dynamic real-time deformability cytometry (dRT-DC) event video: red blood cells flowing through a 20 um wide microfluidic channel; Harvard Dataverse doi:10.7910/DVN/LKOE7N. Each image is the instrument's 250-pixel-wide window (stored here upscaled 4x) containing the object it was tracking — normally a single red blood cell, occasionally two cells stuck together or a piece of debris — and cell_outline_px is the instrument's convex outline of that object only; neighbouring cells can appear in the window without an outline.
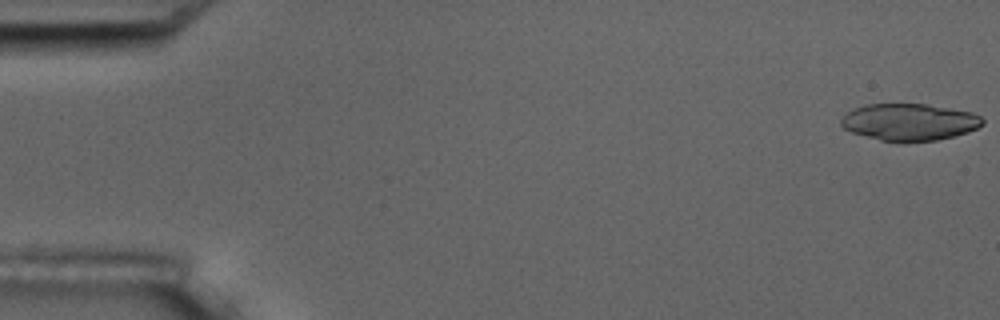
{"species": "common noctule bat (a hibernating species)", "species_latin": "Nyctalus noctula", "temperature_condition": "room temperature", "stored_images_in_passage": 8, "camera_frame_rate_fps": 3000, "um_per_image_px": 0.085, "animal": {"sex": "male", "body_mass_g": 17.5, "forearm_length_mm": 52.3}, "frame": {"image": 1, "passage_image": 1, "time_ms": 0.0, "image_size_px": [1000, 320], "cell_outline_px": [[984, 124], [968, 132], [936, 140], [880, 140], [852, 132], [844, 128], [840, 124], [840, 120], [852, 108], [868, 104], [928, 104], [972, 112], [980, 116], [984, 120]], "centroid_in_image_um": [77.3, 10.34], "position_along_channel_um": 7.7, "area_um2": 30.0}}
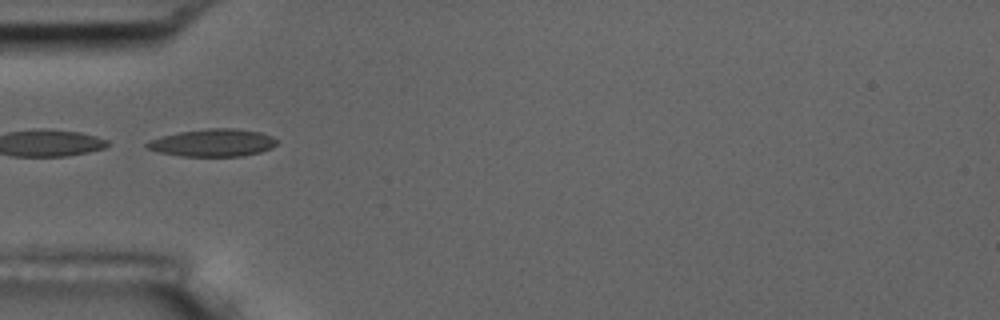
{"frame": {"image": 2, "passage_image": 6, "time_ms": 5.667, "image_size_px": [1000, 320], "cell_outline_px": [[276, 144], [272, 148], [260, 152], [240, 156], [180, 156], [160, 152], [144, 148], [144, 144], [148, 140], [160, 136], [180, 132], [204, 128], [236, 128], [260, 132], [272, 136], [276, 140]], "centroid_in_image_um": [18.05, 12.13], "position_along_channel_um": 67.0, "area_um2": 20.98}}